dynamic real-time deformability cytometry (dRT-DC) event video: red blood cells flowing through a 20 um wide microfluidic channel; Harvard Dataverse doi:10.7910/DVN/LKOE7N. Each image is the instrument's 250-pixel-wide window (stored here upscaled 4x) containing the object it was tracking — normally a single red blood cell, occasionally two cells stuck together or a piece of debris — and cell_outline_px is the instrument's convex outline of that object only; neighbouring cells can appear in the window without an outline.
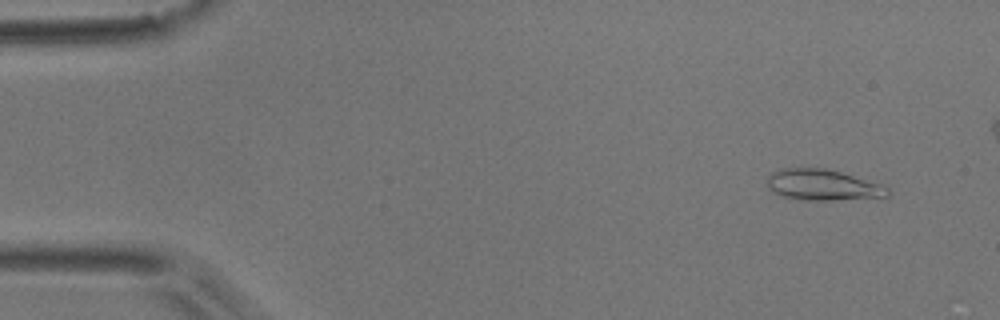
{"species": "common noctule bat (a hibernating species)", "species_latin": "Nyctalus noctula", "temperature_condition": "room temperature", "stored_images_in_passage": 45, "camera_frame_rate_fps": 3000, "um_per_image_px": 0.085, "animal": {"sex": "male", "body_mass_g": 17.9}, "frame": {"image": 1, "passage_image": 4, "time_ms": 1.0, "image_size_px": [1000, 320], "cell_outline_px": [[888, 196], [832, 200], [808, 200], [780, 196], [772, 192], [768, 188], [768, 176], [772, 172], [784, 168], [824, 168], [840, 172], [880, 184], [888, 188]], "centroid_in_image_um": [69.87, 15.72], "position_along_channel_um": 15.1, "area_um2": 21.39}}
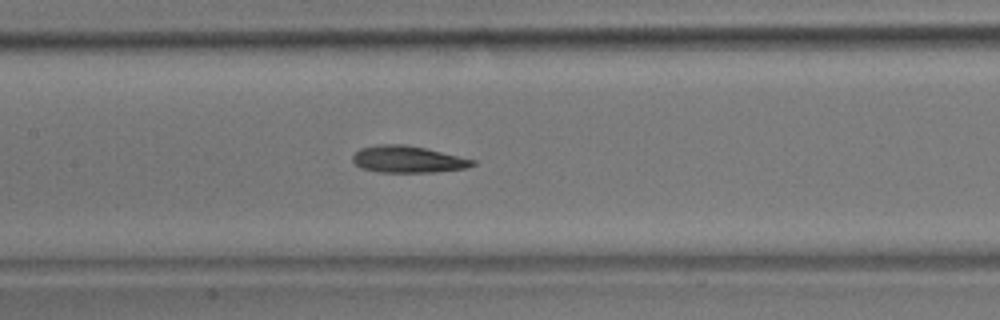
{"frame": {"image": 2, "passage_image": 24, "time_ms": 7.667, "image_size_px": [1000, 320], "cell_outline_px": [[476, 164], [468, 168], [436, 172], [380, 172], [360, 168], [352, 160], [352, 156], [360, 148], [376, 144], [404, 144], [424, 148], [476, 160]], "centroid_in_image_um": [34.66, 13.54], "position_along_channel_um": 172.7, "area_um2": 18.79}}
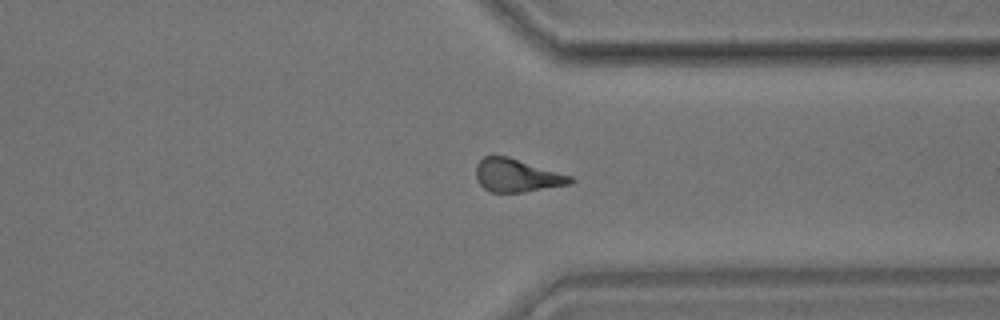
{"frame": {"image": 3, "passage_image": 39, "time_ms": 12.667, "image_size_px": [1000, 320], "cell_outline_px": [[576, 180], [572, 184], [524, 192], [492, 192], [484, 188], [480, 184], [476, 176], [476, 164], [484, 156], [508, 156], [572, 176]], "centroid_in_image_um": [43.96, 14.92], "position_along_channel_um": 367.4, "area_um2": 18.21}}